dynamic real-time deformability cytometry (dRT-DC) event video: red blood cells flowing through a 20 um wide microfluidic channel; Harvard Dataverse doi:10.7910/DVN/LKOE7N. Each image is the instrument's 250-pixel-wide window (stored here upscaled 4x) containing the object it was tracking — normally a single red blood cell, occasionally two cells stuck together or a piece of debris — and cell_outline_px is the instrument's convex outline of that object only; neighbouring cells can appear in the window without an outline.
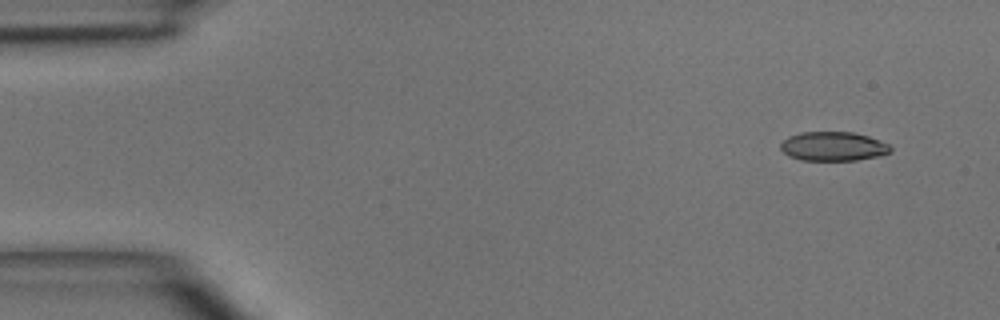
{"species": "common noctule bat (a hibernating species)", "species_latin": "Nyctalus noctula", "temperature_condition": "room temperature", "stored_images_in_passage": 5, "camera_frame_rate_fps": 3000, "um_per_image_px": 0.085, "animal": {"sex": "male", "body_mass_g": 15.6}, "frame": {"image": 1, "passage_image": 1, "time_ms": 0.0, "image_size_px": [1000, 320], "cell_outline_px": [[892, 152], [876, 156], [856, 160], [800, 160], [788, 156], [780, 148], [780, 144], [788, 136], [800, 132], [852, 132], [868, 136], [880, 140], [888, 144], [892, 148]], "centroid_in_image_um": [70.81, 12.43], "position_along_channel_um": 14.2, "area_um2": 18.67}}